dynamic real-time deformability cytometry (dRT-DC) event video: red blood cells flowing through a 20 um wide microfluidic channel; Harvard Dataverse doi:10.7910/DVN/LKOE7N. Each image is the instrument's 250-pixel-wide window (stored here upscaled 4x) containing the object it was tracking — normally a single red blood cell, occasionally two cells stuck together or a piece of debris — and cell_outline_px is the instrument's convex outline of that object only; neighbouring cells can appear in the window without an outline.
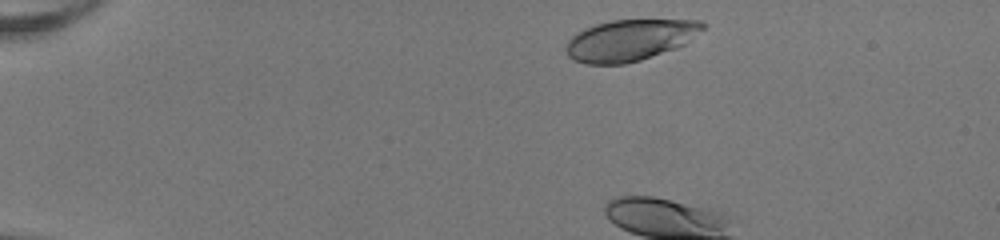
{"species": "human", "species_latin": "Homo sapiens", "temperature_condition": "room temperature", "stored_images_in_passage": 5, "camera_frame_rate_fps": 3000, "um_per_image_px": 0.085, "donor": {"sex": "female"}, "frame": {"image": 1, "passage_image": 2, "time_ms": 0.333, "image_size_px": [1000, 240], "cell_outline_px": [[708, 24], [704, 28], [684, 44], [676, 48], [640, 60], [624, 64], [584, 64], [572, 60], [568, 56], [564, 48], [568, 40], [576, 32], [584, 28], [596, 24], [612, 20], [700, 20]], "centroid_in_image_um": [53.5, 3.41], "position_along_channel_um": 31.5, "area_um2": 33.0}}